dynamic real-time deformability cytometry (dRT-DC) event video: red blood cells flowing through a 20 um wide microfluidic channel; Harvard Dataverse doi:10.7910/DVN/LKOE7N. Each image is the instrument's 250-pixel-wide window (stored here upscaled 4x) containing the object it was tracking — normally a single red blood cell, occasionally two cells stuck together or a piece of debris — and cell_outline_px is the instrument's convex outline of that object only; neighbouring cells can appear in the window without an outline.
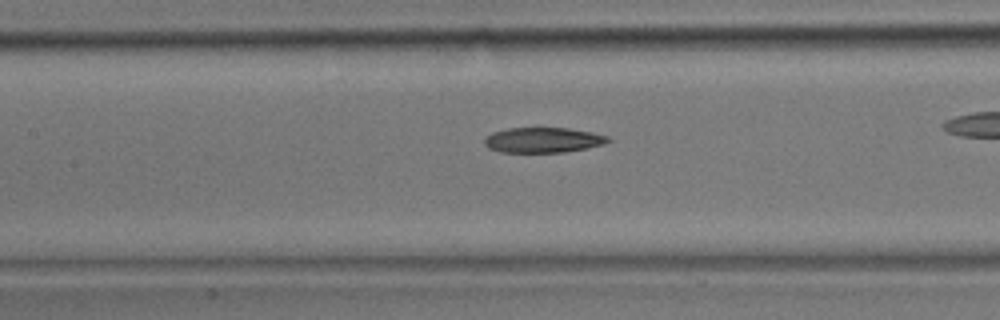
{"species": "common noctule bat (a hibernating species)", "species_latin": "Nyctalus noctula", "temperature_condition": "room temperature", "stored_images_in_passage": 26, "camera_frame_rate_fps": 3000, "um_per_image_px": 0.085, "animal": {"sex": "male", "body_mass_g": 17.9}, "frame": {"image": 1, "passage_image": 15, "time_ms": 4.667, "image_size_px": [1000, 320], "cell_outline_px": [[612, 140], [604, 144], [564, 152], [500, 152], [488, 148], [484, 144], [484, 136], [492, 132], [508, 128], [568, 128], [592, 132], [608, 136]], "centroid_in_image_um": [46.12, 11.9], "position_along_channel_um": 161.3, "area_um2": 18.21}}